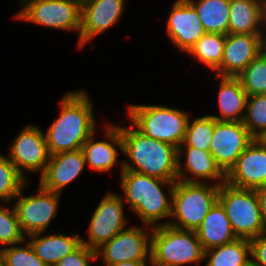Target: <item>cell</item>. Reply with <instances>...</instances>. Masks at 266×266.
Instances as JSON below:
<instances>
[{"label": "cell", "instance_id": "cell-37", "mask_svg": "<svg viewBox=\"0 0 266 266\" xmlns=\"http://www.w3.org/2000/svg\"><path fill=\"white\" fill-rule=\"evenodd\" d=\"M254 140L263 148H266V129L254 137Z\"/></svg>", "mask_w": 266, "mask_h": 266}, {"label": "cell", "instance_id": "cell-7", "mask_svg": "<svg viewBox=\"0 0 266 266\" xmlns=\"http://www.w3.org/2000/svg\"><path fill=\"white\" fill-rule=\"evenodd\" d=\"M218 202L224 208L237 238L253 239L266 232L256 190L222 183Z\"/></svg>", "mask_w": 266, "mask_h": 266}, {"label": "cell", "instance_id": "cell-41", "mask_svg": "<svg viewBox=\"0 0 266 266\" xmlns=\"http://www.w3.org/2000/svg\"><path fill=\"white\" fill-rule=\"evenodd\" d=\"M262 51L266 55V37H262Z\"/></svg>", "mask_w": 266, "mask_h": 266}, {"label": "cell", "instance_id": "cell-25", "mask_svg": "<svg viewBox=\"0 0 266 266\" xmlns=\"http://www.w3.org/2000/svg\"><path fill=\"white\" fill-rule=\"evenodd\" d=\"M196 9L205 32L228 34L230 0H188Z\"/></svg>", "mask_w": 266, "mask_h": 266}, {"label": "cell", "instance_id": "cell-44", "mask_svg": "<svg viewBox=\"0 0 266 266\" xmlns=\"http://www.w3.org/2000/svg\"><path fill=\"white\" fill-rule=\"evenodd\" d=\"M263 2V5L266 6V0H261Z\"/></svg>", "mask_w": 266, "mask_h": 266}, {"label": "cell", "instance_id": "cell-8", "mask_svg": "<svg viewBox=\"0 0 266 266\" xmlns=\"http://www.w3.org/2000/svg\"><path fill=\"white\" fill-rule=\"evenodd\" d=\"M15 18L54 29L76 30L80 35L82 8L70 0H21Z\"/></svg>", "mask_w": 266, "mask_h": 266}, {"label": "cell", "instance_id": "cell-16", "mask_svg": "<svg viewBox=\"0 0 266 266\" xmlns=\"http://www.w3.org/2000/svg\"><path fill=\"white\" fill-rule=\"evenodd\" d=\"M172 7L167 33L180 50L188 53L206 32L195 7L188 0H177Z\"/></svg>", "mask_w": 266, "mask_h": 266}, {"label": "cell", "instance_id": "cell-18", "mask_svg": "<svg viewBox=\"0 0 266 266\" xmlns=\"http://www.w3.org/2000/svg\"><path fill=\"white\" fill-rule=\"evenodd\" d=\"M82 149L50 155L44 174L40 178V185L55 193L79 176L85 167Z\"/></svg>", "mask_w": 266, "mask_h": 266}, {"label": "cell", "instance_id": "cell-21", "mask_svg": "<svg viewBox=\"0 0 266 266\" xmlns=\"http://www.w3.org/2000/svg\"><path fill=\"white\" fill-rule=\"evenodd\" d=\"M203 249L231 243L237 239L222 205L217 201L195 230Z\"/></svg>", "mask_w": 266, "mask_h": 266}, {"label": "cell", "instance_id": "cell-11", "mask_svg": "<svg viewBox=\"0 0 266 266\" xmlns=\"http://www.w3.org/2000/svg\"><path fill=\"white\" fill-rule=\"evenodd\" d=\"M97 257H102L106 266L119 262L146 261L151 266V236L145 229L126 228L96 250Z\"/></svg>", "mask_w": 266, "mask_h": 266}, {"label": "cell", "instance_id": "cell-12", "mask_svg": "<svg viewBox=\"0 0 266 266\" xmlns=\"http://www.w3.org/2000/svg\"><path fill=\"white\" fill-rule=\"evenodd\" d=\"M23 187L16 198L14 208L24 234L44 232L53 218L57 217L56 211L60 193L44 189L41 185L34 196L21 195Z\"/></svg>", "mask_w": 266, "mask_h": 266}, {"label": "cell", "instance_id": "cell-29", "mask_svg": "<svg viewBox=\"0 0 266 266\" xmlns=\"http://www.w3.org/2000/svg\"><path fill=\"white\" fill-rule=\"evenodd\" d=\"M216 119L210 115L188 121L184 142L180 146H191L209 151ZM184 144V145H183Z\"/></svg>", "mask_w": 266, "mask_h": 266}, {"label": "cell", "instance_id": "cell-17", "mask_svg": "<svg viewBox=\"0 0 266 266\" xmlns=\"http://www.w3.org/2000/svg\"><path fill=\"white\" fill-rule=\"evenodd\" d=\"M124 0H92L82 7L79 48L118 22Z\"/></svg>", "mask_w": 266, "mask_h": 266}, {"label": "cell", "instance_id": "cell-32", "mask_svg": "<svg viewBox=\"0 0 266 266\" xmlns=\"http://www.w3.org/2000/svg\"><path fill=\"white\" fill-rule=\"evenodd\" d=\"M23 233L15 208L8 210L0 206V244L17 245L24 241Z\"/></svg>", "mask_w": 266, "mask_h": 266}, {"label": "cell", "instance_id": "cell-3", "mask_svg": "<svg viewBox=\"0 0 266 266\" xmlns=\"http://www.w3.org/2000/svg\"><path fill=\"white\" fill-rule=\"evenodd\" d=\"M121 172V186L126 201L145 225L155 227L157 221L171 217L172 201H168L161 187L168 186L172 197L176 181L162 180L130 170Z\"/></svg>", "mask_w": 266, "mask_h": 266}, {"label": "cell", "instance_id": "cell-15", "mask_svg": "<svg viewBox=\"0 0 266 266\" xmlns=\"http://www.w3.org/2000/svg\"><path fill=\"white\" fill-rule=\"evenodd\" d=\"M226 182L236 188L253 190L266 185V148L253 140L226 174Z\"/></svg>", "mask_w": 266, "mask_h": 266}, {"label": "cell", "instance_id": "cell-36", "mask_svg": "<svg viewBox=\"0 0 266 266\" xmlns=\"http://www.w3.org/2000/svg\"><path fill=\"white\" fill-rule=\"evenodd\" d=\"M259 205L261 209V214L264 223L266 224V185L256 189Z\"/></svg>", "mask_w": 266, "mask_h": 266}, {"label": "cell", "instance_id": "cell-43", "mask_svg": "<svg viewBox=\"0 0 266 266\" xmlns=\"http://www.w3.org/2000/svg\"><path fill=\"white\" fill-rule=\"evenodd\" d=\"M0 266H4V260L1 250H0Z\"/></svg>", "mask_w": 266, "mask_h": 266}, {"label": "cell", "instance_id": "cell-26", "mask_svg": "<svg viewBox=\"0 0 266 266\" xmlns=\"http://www.w3.org/2000/svg\"><path fill=\"white\" fill-rule=\"evenodd\" d=\"M251 244L249 239L237 238L235 241L205 251L210 257L205 266H241L249 259Z\"/></svg>", "mask_w": 266, "mask_h": 266}, {"label": "cell", "instance_id": "cell-35", "mask_svg": "<svg viewBox=\"0 0 266 266\" xmlns=\"http://www.w3.org/2000/svg\"><path fill=\"white\" fill-rule=\"evenodd\" d=\"M251 254L258 266H266V232L250 240Z\"/></svg>", "mask_w": 266, "mask_h": 266}, {"label": "cell", "instance_id": "cell-4", "mask_svg": "<svg viewBox=\"0 0 266 266\" xmlns=\"http://www.w3.org/2000/svg\"><path fill=\"white\" fill-rule=\"evenodd\" d=\"M151 230V266H182L205 259V250L196 231L169 224Z\"/></svg>", "mask_w": 266, "mask_h": 266}, {"label": "cell", "instance_id": "cell-40", "mask_svg": "<svg viewBox=\"0 0 266 266\" xmlns=\"http://www.w3.org/2000/svg\"><path fill=\"white\" fill-rule=\"evenodd\" d=\"M241 266H258V265L256 264V262L253 259L249 258V260L246 261Z\"/></svg>", "mask_w": 266, "mask_h": 266}, {"label": "cell", "instance_id": "cell-14", "mask_svg": "<svg viewBox=\"0 0 266 266\" xmlns=\"http://www.w3.org/2000/svg\"><path fill=\"white\" fill-rule=\"evenodd\" d=\"M262 34H227L218 77H237L261 52Z\"/></svg>", "mask_w": 266, "mask_h": 266}, {"label": "cell", "instance_id": "cell-1", "mask_svg": "<svg viewBox=\"0 0 266 266\" xmlns=\"http://www.w3.org/2000/svg\"><path fill=\"white\" fill-rule=\"evenodd\" d=\"M60 117L47 129L46 141L50 155L82 148L95 132L92 102L86 92H69L63 96Z\"/></svg>", "mask_w": 266, "mask_h": 266}, {"label": "cell", "instance_id": "cell-20", "mask_svg": "<svg viewBox=\"0 0 266 266\" xmlns=\"http://www.w3.org/2000/svg\"><path fill=\"white\" fill-rule=\"evenodd\" d=\"M106 129L105 136L109 139L108 142H95L93 133L81 148L86 164L88 163L91 168L98 172L110 171L117 162L116 148L119 147L120 150H123L120 126L109 124Z\"/></svg>", "mask_w": 266, "mask_h": 266}, {"label": "cell", "instance_id": "cell-9", "mask_svg": "<svg viewBox=\"0 0 266 266\" xmlns=\"http://www.w3.org/2000/svg\"><path fill=\"white\" fill-rule=\"evenodd\" d=\"M253 140L243 122L216 120L209 151L226 175Z\"/></svg>", "mask_w": 266, "mask_h": 266}, {"label": "cell", "instance_id": "cell-6", "mask_svg": "<svg viewBox=\"0 0 266 266\" xmlns=\"http://www.w3.org/2000/svg\"><path fill=\"white\" fill-rule=\"evenodd\" d=\"M132 125L147 137L178 148L185 139L189 117L176 108L155 105H129Z\"/></svg>", "mask_w": 266, "mask_h": 266}, {"label": "cell", "instance_id": "cell-27", "mask_svg": "<svg viewBox=\"0 0 266 266\" xmlns=\"http://www.w3.org/2000/svg\"><path fill=\"white\" fill-rule=\"evenodd\" d=\"M225 41L224 34L206 32L188 53L215 71L221 65Z\"/></svg>", "mask_w": 266, "mask_h": 266}, {"label": "cell", "instance_id": "cell-22", "mask_svg": "<svg viewBox=\"0 0 266 266\" xmlns=\"http://www.w3.org/2000/svg\"><path fill=\"white\" fill-rule=\"evenodd\" d=\"M42 232L28 235L35 254L46 266H55L56 263L76 250L82 243L78 235L66 236L61 234L41 237Z\"/></svg>", "mask_w": 266, "mask_h": 266}, {"label": "cell", "instance_id": "cell-13", "mask_svg": "<svg viewBox=\"0 0 266 266\" xmlns=\"http://www.w3.org/2000/svg\"><path fill=\"white\" fill-rule=\"evenodd\" d=\"M123 202V197L112 192L108 193L92 215L88 241L81 239V243L96 251L124 230L127 219L124 217Z\"/></svg>", "mask_w": 266, "mask_h": 266}, {"label": "cell", "instance_id": "cell-38", "mask_svg": "<svg viewBox=\"0 0 266 266\" xmlns=\"http://www.w3.org/2000/svg\"><path fill=\"white\" fill-rule=\"evenodd\" d=\"M146 261H128V262H119L111 266H146Z\"/></svg>", "mask_w": 266, "mask_h": 266}, {"label": "cell", "instance_id": "cell-23", "mask_svg": "<svg viewBox=\"0 0 266 266\" xmlns=\"http://www.w3.org/2000/svg\"><path fill=\"white\" fill-rule=\"evenodd\" d=\"M264 5L261 0H230L229 34H263Z\"/></svg>", "mask_w": 266, "mask_h": 266}, {"label": "cell", "instance_id": "cell-34", "mask_svg": "<svg viewBox=\"0 0 266 266\" xmlns=\"http://www.w3.org/2000/svg\"><path fill=\"white\" fill-rule=\"evenodd\" d=\"M97 258L95 250L81 244L76 250L59 260L55 266H90L88 261Z\"/></svg>", "mask_w": 266, "mask_h": 266}, {"label": "cell", "instance_id": "cell-31", "mask_svg": "<svg viewBox=\"0 0 266 266\" xmlns=\"http://www.w3.org/2000/svg\"><path fill=\"white\" fill-rule=\"evenodd\" d=\"M246 112L242 122L255 137L266 129V94L248 96Z\"/></svg>", "mask_w": 266, "mask_h": 266}, {"label": "cell", "instance_id": "cell-42", "mask_svg": "<svg viewBox=\"0 0 266 266\" xmlns=\"http://www.w3.org/2000/svg\"><path fill=\"white\" fill-rule=\"evenodd\" d=\"M265 23L266 25V6H264V10H263V24ZM262 37H266V35H261Z\"/></svg>", "mask_w": 266, "mask_h": 266}, {"label": "cell", "instance_id": "cell-28", "mask_svg": "<svg viewBox=\"0 0 266 266\" xmlns=\"http://www.w3.org/2000/svg\"><path fill=\"white\" fill-rule=\"evenodd\" d=\"M248 94H266V55L263 51L237 76Z\"/></svg>", "mask_w": 266, "mask_h": 266}, {"label": "cell", "instance_id": "cell-5", "mask_svg": "<svg viewBox=\"0 0 266 266\" xmlns=\"http://www.w3.org/2000/svg\"><path fill=\"white\" fill-rule=\"evenodd\" d=\"M218 183L211 186L207 183H188L177 180L172 192L173 222L158 225H171L179 229L196 230L213 205L218 201Z\"/></svg>", "mask_w": 266, "mask_h": 266}, {"label": "cell", "instance_id": "cell-19", "mask_svg": "<svg viewBox=\"0 0 266 266\" xmlns=\"http://www.w3.org/2000/svg\"><path fill=\"white\" fill-rule=\"evenodd\" d=\"M184 149V150H183ZM181 150L185 151V171L180 163ZM194 175L195 179L188 178L185 172ZM197 179H216L218 185L226 182V175L216 164V161L210 151L201 150L191 146H179L177 148V180L188 183H200ZM221 181V182H220Z\"/></svg>", "mask_w": 266, "mask_h": 266}, {"label": "cell", "instance_id": "cell-2", "mask_svg": "<svg viewBox=\"0 0 266 266\" xmlns=\"http://www.w3.org/2000/svg\"><path fill=\"white\" fill-rule=\"evenodd\" d=\"M132 127H120L122 152L134 164L131 166L123 162L121 170L135 171L167 181H177V148L147 137L134 126Z\"/></svg>", "mask_w": 266, "mask_h": 266}, {"label": "cell", "instance_id": "cell-39", "mask_svg": "<svg viewBox=\"0 0 266 266\" xmlns=\"http://www.w3.org/2000/svg\"><path fill=\"white\" fill-rule=\"evenodd\" d=\"M70 1L79 5L82 8L84 5L88 4L92 0H70Z\"/></svg>", "mask_w": 266, "mask_h": 266}, {"label": "cell", "instance_id": "cell-10", "mask_svg": "<svg viewBox=\"0 0 266 266\" xmlns=\"http://www.w3.org/2000/svg\"><path fill=\"white\" fill-rule=\"evenodd\" d=\"M9 153V160L26 181L25 170L29 172L41 170L42 176L50 158L45 134L40 128L32 125H27L20 132L11 144Z\"/></svg>", "mask_w": 266, "mask_h": 266}, {"label": "cell", "instance_id": "cell-30", "mask_svg": "<svg viewBox=\"0 0 266 266\" xmlns=\"http://www.w3.org/2000/svg\"><path fill=\"white\" fill-rule=\"evenodd\" d=\"M26 183L9 158L0 154V199L6 203L13 200Z\"/></svg>", "mask_w": 266, "mask_h": 266}, {"label": "cell", "instance_id": "cell-33", "mask_svg": "<svg viewBox=\"0 0 266 266\" xmlns=\"http://www.w3.org/2000/svg\"><path fill=\"white\" fill-rule=\"evenodd\" d=\"M25 247L1 248L4 266H46L45 263L35 254L29 242Z\"/></svg>", "mask_w": 266, "mask_h": 266}, {"label": "cell", "instance_id": "cell-24", "mask_svg": "<svg viewBox=\"0 0 266 266\" xmlns=\"http://www.w3.org/2000/svg\"><path fill=\"white\" fill-rule=\"evenodd\" d=\"M222 80L218 95L221 117L210 115L217 121L242 122L248 94L237 77H216Z\"/></svg>", "mask_w": 266, "mask_h": 266}]
</instances>
